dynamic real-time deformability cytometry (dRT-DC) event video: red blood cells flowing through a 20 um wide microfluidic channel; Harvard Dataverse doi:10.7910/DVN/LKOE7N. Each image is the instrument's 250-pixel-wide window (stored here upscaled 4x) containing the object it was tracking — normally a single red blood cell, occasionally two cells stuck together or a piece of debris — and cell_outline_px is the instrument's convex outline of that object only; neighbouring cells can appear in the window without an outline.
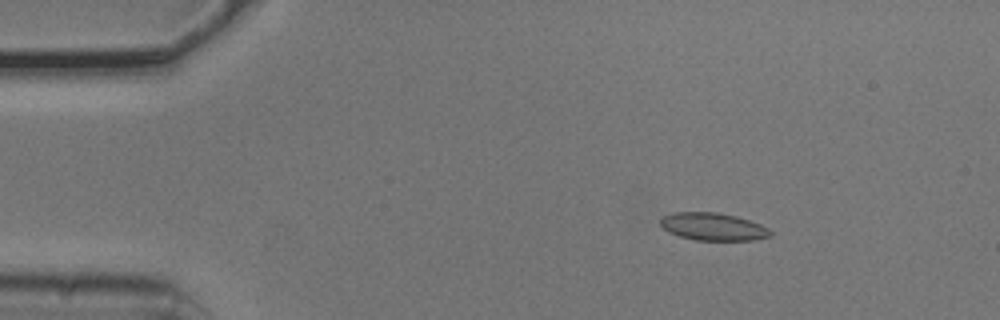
{"species": "common noctule bat (a hibernating species)", "species_latin": "Nyctalus noctula", "temperature_condition": "cold", "stored_images_in_passage": 3, "camera_frame_rate_fps": 3000, "um_per_image_px": 0.085, "animal": {"sex": "male", "body_mass_g": 20.5, "forearm_length_mm": 52.5}, "frame": {"image": 1, "passage_image": 1, "time_ms": 0.0, "image_size_px": [1000, 320], "cell_outline_px": [[772, 236], [752, 240], [696, 240], [680, 236], [668, 232], [660, 224], [660, 220], [664, 216], [672, 212], [716, 212], [736, 216], [760, 224], [768, 228], [772, 232]], "centroid_in_image_um": [60.61, 19.26], "position_along_channel_um": 24.4, "area_um2": 17.63}}